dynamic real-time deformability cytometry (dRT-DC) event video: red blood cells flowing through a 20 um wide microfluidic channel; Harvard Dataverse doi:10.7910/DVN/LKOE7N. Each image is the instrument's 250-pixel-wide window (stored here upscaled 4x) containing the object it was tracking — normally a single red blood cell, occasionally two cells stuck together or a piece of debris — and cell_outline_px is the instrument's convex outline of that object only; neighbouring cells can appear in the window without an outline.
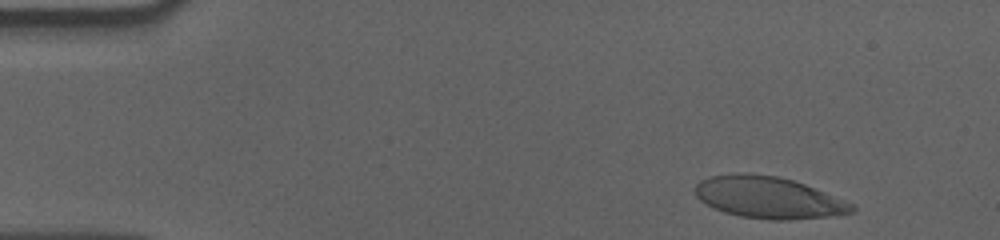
{"species": "human", "species_latin": "Homo sapiens", "temperature_condition": "cold", "stored_images_in_passage": 47, "camera_frame_rate_fps": 3000, "um_per_image_px": 0.085, "donor": {"sex": "male"}, "frame": {"image": 1, "passage_image": 3, "time_ms": 0.667, "image_size_px": [1000, 240], "cell_outline_px": [[856, 208], [852, 212], [836, 216], [788, 220], [772, 220], [740, 216], [724, 212], [700, 200], [696, 196], [692, 188], [700, 180], [708, 176], [736, 172], [748, 172], [776, 176], [792, 180], [804, 184], [856, 204]], "centroid_in_image_um": [65.31, 16.78], "position_along_channel_um": 19.7, "area_um2": 38.49}}
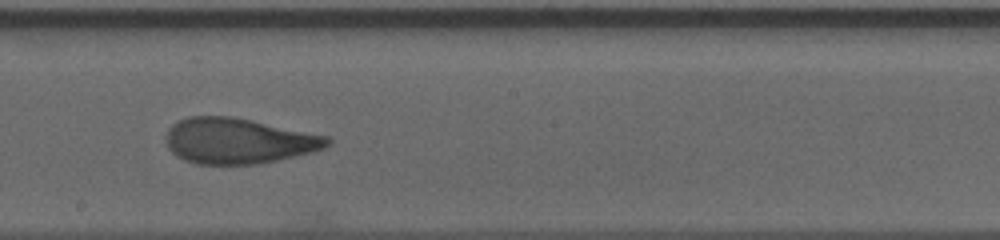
{"frame": {"image": 2, "passage_image": 29, "time_ms": 9.333, "image_size_px": [1000, 240], "cell_outline_px": [[332, 144], [324, 148], [312, 152], [276, 160], [256, 164], [196, 164], [184, 160], [176, 156], [168, 148], [168, 128], [172, 124], [188, 116], [232, 116], [332, 136]], "centroid_in_image_um": [20.32, 11.97], "position_along_channel_um": 227.9, "area_um2": 43.06}}
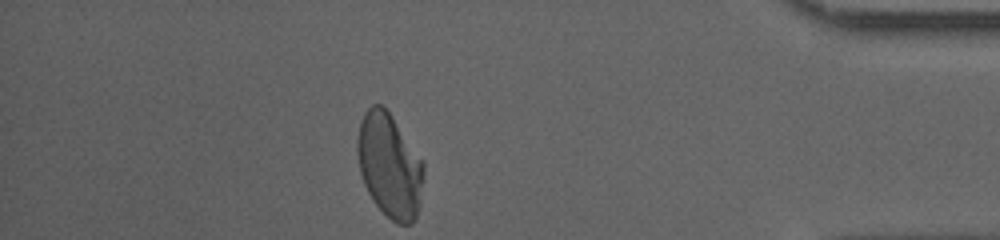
{"frame": {"image": 3, "passage_image": 47, "time_ms": 15.333, "image_size_px": [1000, 240], "cell_outline_px": [[424, 172], [420, 204], [416, 220], [412, 224], [396, 224], [372, 200], [364, 184], [360, 172], [356, 152], [356, 140], [360, 120], [364, 112], [372, 104], [380, 104], [392, 116], [424, 160]], "centroid_in_image_um": [33.12, 14.07], "position_along_channel_um": 402.1, "area_um2": 40.75}, "authors_computed_cell_mechanics": {"area_um2": 41.7316, "velocity_mm_per_s": 3.5576, "shape_relaxation_time_tau1_ms": 5.5727, "shape_relaxation_time_tau2_ms": 1.2745, "deformation_change_tau1": 0.2097, "deformation_change_tau2": 0.0867}}